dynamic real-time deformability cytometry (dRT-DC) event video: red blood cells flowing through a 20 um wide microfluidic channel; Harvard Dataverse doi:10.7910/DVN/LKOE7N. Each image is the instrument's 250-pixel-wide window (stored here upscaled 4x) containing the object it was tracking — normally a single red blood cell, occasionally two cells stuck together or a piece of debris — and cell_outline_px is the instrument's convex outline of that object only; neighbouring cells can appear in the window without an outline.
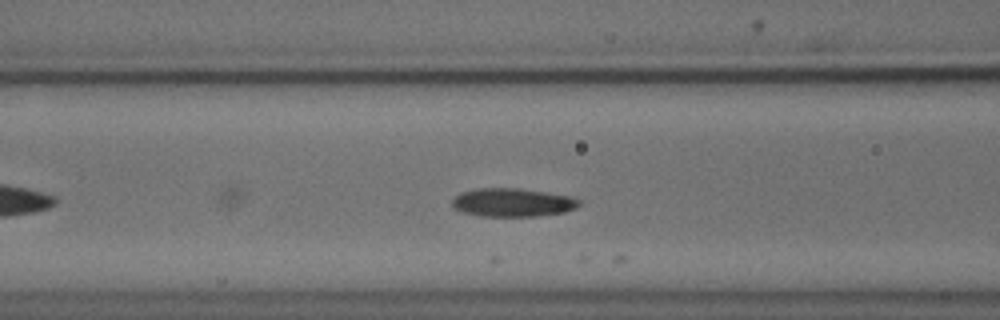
{"species": "common noctule bat (a hibernating species)", "species_latin": "Nyctalus noctula", "temperature_condition": "cold", "stored_images_in_passage": 22, "camera_frame_rate_fps": 3000, "um_per_image_px": 0.085, "animal": {"sex": "male", "body_mass_g": 18.8}, "frame": {"image": 1, "passage_image": 13, "time_ms": 4.0, "image_size_px": [1000, 320], "cell_outline_px": [[580, 204], [576, 208], [564, 212], [536, 216], [480, 216], [464, 212], [456, 208], [452, 204], [452, 200], [460, 192], [476, 188], [520, 188], [568, 196], [580, 200]], "centroid_in_image_um": [43.56, 17.2], "position_along_channel_um": 123.0, "area_um2": 20.87}}
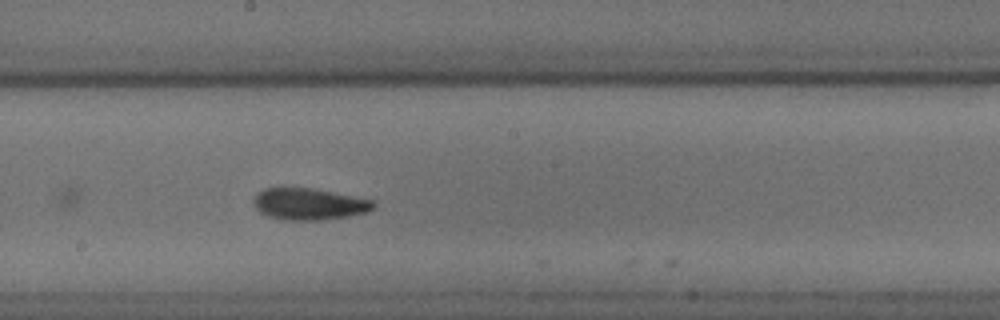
{"frame": {"image": 2, "passage_image": 21, "time_ms": 6.667, "image_size_px": [1000, 320], "cell_outline_px": [[376, 204], [368, 212], [348, 216], [320, 220], [284, 220], [268, 216], [260, 212], [252, 204], [252, 200], [256, 192], [264, 188], [312, 188], [372, 200]], "centroid_in_image_um": [26.21, 17.34], "position_along_channel_um": 222.0, "area_um2": 22.08}}